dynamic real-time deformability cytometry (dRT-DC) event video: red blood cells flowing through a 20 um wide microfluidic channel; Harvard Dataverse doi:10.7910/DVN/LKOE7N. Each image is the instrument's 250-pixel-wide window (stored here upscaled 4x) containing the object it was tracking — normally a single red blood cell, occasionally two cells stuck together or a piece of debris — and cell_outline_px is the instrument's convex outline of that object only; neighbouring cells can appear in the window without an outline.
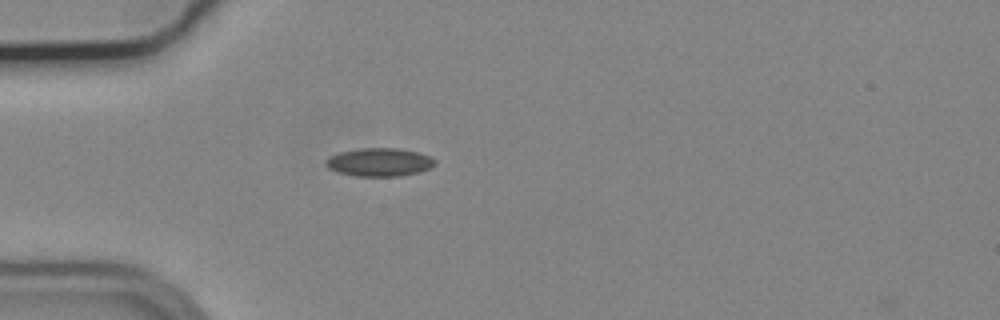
{"species": "common noctule bat (a hibernating species)", "species_latin": "Nyctalus noctula", "temperature_condition": "cold", "stored_images_in_passage": 3, "camera_frame_rate_fps": 3000, "um_per_image_px": 0.085, "animal": {"sex": "male", "body_mass_g": 19.2, "forearm_length_mm": 51.8}, "frame": {"image": 1, "passage_image": 1, "time_ms": 0.0, "image_size_px": [1000, 320], "cell_outline_px": [[436, 164], [432, 168], [400, 176], [356, 176], [336, 172], [328, 168], [324, 164], [324, 160], [340, 152], [360, 148], [400, 148], [420, 152], [432, 156], [436, 160]], "centroid_in_image_um": [32.28, 13.78], "position_along_channel_um": 52.7, "area_um2": 18.21}}